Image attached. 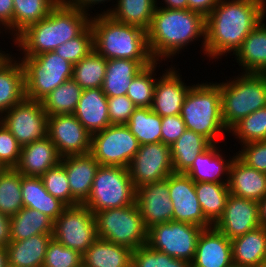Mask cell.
I'll return each instance as SVG.
<instances>
[{
	"mask_svg": "<svg viewBox=\"0 0 266 267\" xmlns=\"http://www.w3.org/2000/svg\"><path fill=\"white\" fill-rule=\"evenodd\" d=\"M265 14L266 0H220L206 17L205 56L234 55Z\"/></svg>",
	"mask_w": 266,
	"mask_h": 267,
	"instance_id": "1",
	"label": "cell"
},
{
	"mask_svg": "<svg viewBox=\"0 0 266 267\" xmlns=\"http://www.w3.org/2000/svg\"><path fill=\"white\" fill-rule=\"evenodd\" d=\"M206 18L189 9L156 7L147 30V43L154 61H168L180 54L190 43L200 41L205 55ZM185 47V48H184Z\"/></svg>",
	"mask_w": 266,
	"mask_h": 267,
	"instance_id": "2",
	"label": "cell"
},
{
	"mask_svg": "<svg viewBox=\"0 0 266 267\" xmlns=\"http://www.w3.org/2000/svg\"><path fill=\"white\" fill-rule=\"evenodd\" d=\"M91 12L68 5L61 0L39 22L29 26L14 40L21 56H36L54 51L61 44L79 36L89 25Z\"/></svg>",
	"mask_w": 266,
	"mask_h": 267,
	"instance_id": "3",
	"label": "cell"
},
{
	"mask_svg": "<svg viewBox=\"0 0 266 267\" xmlns=\"http://www.w3.org/2000/svg\"><path fill=\"white\" fill-rule=\"evenodd\" d=\"M97 15V16H96ZM92 14L94 50L108 59L153 60L147 43V31L120 23L107 13Z\"/></svg>",
	"mask_w": 266,
	"mask_h": 267,
	"instance_id": "4",
	"label": "cell"
},
{
	"mask_svg": "<svg viewBox=\"0 0 266 267\" xmlns=\"http://www.w3.org/2000/svg\"><path fill=\"white\" fill-rule=\"evenodd\" d=\"M180 116L188 130L204 136L212 144L221 143L218 140L229 131L222 120L220 83L206 81L193 84L185 97Z\"/></svg>",
	"mask_w": 266,
	"mask_h": 267,
	"instance_id": "5",
	"label": "cell"
},
{
	"mask_svg": "<svg viewBox=\"0 0 266 267\" xmlns=\"http://www.w3.org/2000/svg\"><path fill=\"white\" fill-rule=\"evenodd\" d=\"M222 120L229 131L249 114L266 106V73H241L220 83Z\"/></svg>",
	"mask_w": 266,
	"mask_h": 267,
	"instance_id": "6",
	"label": "cell"
},
{
	"mask_svg": "<svg viewBox=\"0 0 266 267\" xmlns=\"http://www.w3.org/2000/svg\"><path fill=\"white\" fill-rule=\"evenodd\" d=\"M24 70L25 97L42 101L60 84L72 79L73 64L55 51L17 57Z\"/></svg>",
	"mask_w": 266,
	"mask_h": 267,
	"instance_id": "7",
	"label": "cell"
},
{
	"mask_svg": "<svg viewBox=\"0 0 266 267\" xmlns=\"http://www.w3.org/2000/svg\"><path fill=\"white\" fill-rule=\"evenodd\" d=\"M94 215L98 238L131 250L147 244L148 228L136 202L122 208L102 210Z\"/></svg>",
	"mask_w": 266,
	"mask_h": 267,
	"instance_id": "8",
	"label": "cell"
},
{
	"mask_svg": "<svg viewBox=\"0 0 266 267\" xmlns=\"http://www.w3.org/2000/svg\"><path fill=\"white\" fill-rule=\"evenodd\" d=\"M136 189L126 167L100 165L91 193L83 204L96 212L122 208L135 203Z\"/></svg>",
	"mask_w": 266,
	"mask_h": 267,
	"instance_id": "9",
	"label": "cell"
},
{
	"mask_svg": "<svg viewBox=\"0 0 266 267\" xmlns=\"http://www.w3.org/2000/svg\"><path fill=\"white\" fill-rule=\"evenodd\" d=\"M52 237L83 255L98 239L94 213L83 204L67 206L54 221Z\"/></svg>",
	"mask_w": 266,
	"mask_h": 267,
	"instance_id": "10",
	"label": "cell"
},
{
	"mask_svg": "<svg viewBox=\"0 0 266 267\" xmlns=\"http://www.w3.org/2000/svg\"><path fill=\"white\" fill-rule=\"evenodd\" d=\"M204 228L178 221L158 223L148 229L147 245L173 258L191 263Z\"/></svg>",
	"mask_w": 266,
	"mask_h": 267,
	"instance_id": "11",
	"label": "cell"
},
{
	"mask_svg": "<svg viewBox=\"0 0 266 267\" xmlns=\"http://www.w3.org/2000/svg\"><path fill=\"white\" fill-rule=\"evenodd\" d=\"M140 144L126 125H109L91 135L90 154L103 166L128 168Z\"/></svg>",
	"mask_w": 266,
	"mask_h": 267,
	"instance_id": "12",
	"label": "cell"
},
{
	"mask_svg": "<svg viewBox=\"0 0 266 267\" xmlns=\"http://www.w3.org/2000/svg\"><path fill=\"white\" fill-rule=\"evenodd\" d=\"M0 122L23 146L47 137L48 115L42 102L24 98L0 116Z\"/></svg>",
	"mask_w": 266,
	"mask_h": 267,
	"instance_id": "13",
	"label": "cell"
},
{
	"mask_svg": "<svg viewBox=\"0 0 266 267\" xmlns=\"http://www.w3.org/2000/svg\"><path fill=\"white\" fill-rule=\"evenodd\" d=\"M128 170L135 189L165 180L174 172L170 145L162 142L140 145Z\"/></svg>",
	"mask_w": 266,
	"mask_h": 267,
	"instance_id": "14",
	"label": "cell"
},
{
	"mask_svg": "<svg viewBox=\"0 0 266 267\" xmlns=\"http://www.w3.org/2000/svg\"><path fill=\"white\" fill-rule=\"evenodd\" d=\"M47 137L61 157L90 153L91 134L74 114L48 116Z\"/></svg>",
	"mask_w": 266,
	"mask_h": 267,
	"instance_id": "15",
	"label": "cell"
},
{
	"mask_svg": "<svg viewBox=\"0 0 266 267\" xmlns=\"http://www.w3.org/2000/svg\"><path fill=\"white\" fill-rule=\"evenodd\" d=\"M169 197L173 204V221L194 224L202 228L213 225L204 217L200 207L195 182L185 173L168 176Z\"/></svg>",
	"mask_w": 266,
	"mask_h": 267,
	"instance_id": "16",
	"label": "cell"
},
{
	"mask_svg": "<svg viewBox=\"0 0 266 267\" xmlns=\"http://www.w3.org/2000/svg\"><path fill=\"white\" fill-rule=\"evenodd\" d=\"M213 226L230 240L242 236L261 226L259 203L229 194L224 212Z\"/></svg>",
	"mask_w": 266,
	"mask_h": 267,
	"instance_id": "17",
	"label": "cell"
},
{
	"mask_svg": "<svg viewBox=\"0 0 266 267\" xmlns=\"http://www.w3.org/2000/svg\"><path fill=\"white\" fill-rule=\"evenodd\" d=\"M135 202L148 229L155 224L172 221L173 204L169 197L168 177L137 188Z\"/></svg>",
	"mask_w": 266,
	"mask_h": 267,
	"instance_id": "18",
	"label": "cell"
},
{
	"mask_svg": "<svg viewBox=\"0 0 266 267\" xmlns=\"http://www.w3.org/2000/svg\"><path fill=\"white\" fill-rule=\"evenodd\" d=\"M170 66L166 68V72L162 71V76L156 80L151 106V110L161 117L180 114L185 97L192 86H187L177 68L172 67V64Z\"/></svg>",
	"mask_w": 266,
	"mask_h": 267,
	"instance_id": "19",
	"label": "cell"
},
{
	"mask_svg": "<svg viewBox=\"0 0 266 267\" xmlns=\"http://www.w3.org/2000/svg\"><path fill=\"white\" fill-rule=\"evenodd\" d=\"M233 264L231 240L214 226L204 228L191 267H230Z\"/></svg>",
	"mask_w": 266,
	"mask_h": 267,
	"instance_id": "20",
	"label": "cell"
},
{
	"mask_svg": "<svg viewBox=\"0 0 266 267\" xmlns=\"http://www.w3.org/2000/svg\"><path fill=\"white\" fill-rule=\"evenodd\" d=\"M60 163L64 166L69 181L72 206L84 204L91 193L100 164L90 153L62 157Z\"/></svg>",
	"mask_w": 266,
	"mask_h": 267,
	"instance_id": "21",
	"label": "cell"
},
{
	"mask_svg": "<svg viewBox=\"0 0 266 267\" xmlns=\"http://www.w3.org/2000/svg\"><path fill=\"white\" fill-rule=\"evenodd\" d=\"M61 158L55 144L45 137L21 146L19 163L15 169L26 177H41L50 168L59 164Z\"/></svg>",
	"mask_w": 266,
	"mask_h": 267,
	"instance_id": "22",
	"label": "cell"
},
{
	"mask_svg": "<svg viewBox=\"0 0 266 267\" xmlns=\"http://www.w3.org/2000/svg\"><path fill=\"white\" fill-rule=\"evenodd\" d=\"M218 145L211 144L196 157L192 166L185 172L195 183L213 182L228 184L230 165L236 153L227 160V157L221 152L220 145Z\"/></svg>",
	"mask_w": 266,
	"mask_h": 267,
	"instance_id": "23",
	"label": "cell"
},
{
	"mask_svg": "<svg viewBox=\"0 0 266 267\" xmlns=\"http://www.w3.org/2000/svg\"><path fill=\"white\" fill-rule=\"evenodd\" d=\"M228 189L236 197L259 203L266 196V173L247 166L235 156L229 169Z\"/></svg>",
	"mask_w": 266,
	"mask_h": 267,
	"instance_id": "24",
	"label": "cell"
},
{
	"mask_svg": "<svg viewBox=\"0 0 266 267\" xmlns=\"http://www.w3.org/2000/svg\"><path fill=\"white\" fill-rule=\"evenodd\" d=\"M74 116L91 135L111 125L107 96L102 91V87L82 91Z\"/></svg>",
	"mask_w": 266,
	"mask_h": 267,
	"instance_id": "25",
	"label": "cell"
},
{
	"mask_svg": "<svg viewBox=\"0 0 266 267\" xmlns=\"http://www.w3.org/2000/svg\"><path fill=\"white\" fill-rule=\"evenodd\" d=\"M12 56L0 61V116L25 98L23 65Z\"/></svg>",
	"mask_w": 266,
	"mask_h": 267,
	"instance_id": "26",
	"label": "cell"
},
{
	"mask_svg": "<svg viewBox=\"0 0 266 267\" xmlns=\"http://www.w3.org/2000/svg\"><path fill=\"white\" fill-rule=\"evenodd\" d=\"M154 60L108 59L102 91L107 97L126 95L132 79Z\"/></svg>",
	"mask_w": 266,
	"mask_h": 267,
	"instance_id": "27",
	"label": "cell"
},
{
	"mask_svg": "<svg viewBox=\"0 0 266 267\" xmlns=\"http://www.w3.org/2000/svg\"><path fill=\"white\" fill-rule=\"evenodd\" d=\"M52 234H37L20 241H10L5 250L7 265L12 267H42Z\"/></svg>",
	"mask_w": 266,
	"mask_h": 267,
	"instance_id": "28",
	"label": "cell"
},
{
	"mask_svg": "<svg viewBox=\"0 0 266 267\" xmlns=\"http://www.w3.org/2000/svg\"><path fill=\"white\" fill-rule=\"evenodd\" d=\"M263 22L251 31L234 54L243 73H266V24Z\"/></svg>",
	"mask_w": 266,
	"mask_h": 267,
	"instance_id": "29",
	"label": "cell"
},
{
	"mask_svg": "<svg viewBox=\"0 0 266 267\" xmlns=\"http://www.w3.org/2000/svg\"><path fill=\"white\" fill-rule=\"evenodd\" d=\"M21 193L24 207L36 209L53 221L67 207L64 202L46 191L40 177H26L21 174Z\"/></svg>",
	"mask_w": 266,
	"mask_h": 267,
	"instance_id": "30",
	"label": "cell"
},
{
	"mask_svg": "<svg viewBox=\"0 0 266 267\" xmlns=\"http://www.w3.org/2000/svg\"><path fill=\"white\" fill-rule=\"evenodd\" d=\"M234 265L256 267L266 261V228L260 226L231 240Z\"/></svg>",
	"mask_w": 266,
	"mask_h": 267,
	"instance_id": "31",
	"label": "cell"
},
{
	"mask_svg": "<svg viewBox=\"0 0 266 267\" xmlns=\"http://www.w3.org/2000/svg\"><path fill=\"white\" fill-rule=\"evenodd\" d=\"M133 250L98 238L82 255L85 267H131Z\"/></svg>",
	"mask_w": 266,
	"mask_h": 267,
	"instance_id": "32",
	"label": "cell"
},
{
	"mask_svg": "<svg viewBox=\"0 0 266 267\" xmlns=\"http://www.w3.org/2000/svg\"><path fill=\"white\" fill-rule=\"evenodd\" d=\"M158 0H117L116 4L103 10L114 20L129 25H134L148 30L154 11L159 4Z\"/></svg>",
	"mask_w": 266,
	"mask_h": 267,
	"instance_id": "33",
	"label": "cell"
},
{
	"mask_svg": "<svg viewBox=\"0 0 266 267\" xmlns=\"http://www.w3.org/2000/svg\"><path fill=\"white\" fill-rule=\"evenodd\" d=\"M54 221L36 209L23 207L10 217L11 241H20L37 234H53Z\"/></svg>",
	"mask_w": 266,
	"mask_h": 267,
	"instance_id": "34",
	"label": "cell"
},
{
	"mask_svg": "<svg viewBox=\"0 0 266 267\" xmlns=\"http://www.w3.org/2000/svg\"><path fill=\"white\" fill-rule=\"evenodd\" d=\"M212 143L204 136L192 130L183 135L170 146L172 166L175 173H185L196 157L204 152Z\"/></svg>",
	"mask_w": 266,
	"mask_h": 267,
	"instance_id": "35",
	"label": "cell"
},
{
	"mask_svg": "<svg viewBox=\"0 0 266 267\" xmlns=\"http://www.w3.org/2000/svg\"><path fill=\"white\" fill-rule=\"evenodd\" d=\"M195 191L204 217L214 225L226 207L230 194L228 184L198 182Z\"/></svg>",
	"mask_w": 266,
	"mask_h": 267,
	"instance_id": "36",
	"label": "cell"
},
{
	"mask_svg": "<svg viewBox=\"0 0 266 267\" xmlns=\"http://www.w3.org/2000/svg\"><path fill=\"white\" fill-rule=\"evenodd\" d=\"M13 38L49 15L61 0H13Z\"/></svg>",
	"mask_w": 266,
	"mask_h": 267,
	"instance_id": "37",
	"label": "cell"
},
{
	"mask_svg": "<svg viewBox=\"0 0 266 267\" xmlns=\"http://www.w3.org/2000/svg\"><path fill=\"white\" fill-rule=\"evenodd\" d=\"M83 89L69 79L51 91L41 102L48 116L74 114Z\"/></svg>",
	"mask_w": 266,
	"mask_h": 267,
	"instance_id": "38",
	"label": "cell"
},
{
	"mask_svg": "<svg viewBox=\"0 0 266 267\" xmlns=\"http://www.w3.org/2000/svg\"><path fill=\"white\" fill-rule=\"evenodd\" d=\"M162 117L151 108L137 107L126 126L140 145L161 142Z\"/></svg>",
	"mask_w": 266,
	"mask_h": 267,
	"instance_id": "39",
	"label": "cell"
},
{
	"mask_svg": "<svg viewBox=\"0 0 266 267\" xmlns=\"http://www.w3.org/2000/svg\"><path fill=\"white\" fill-rule=\"evenodd\" d=\"M107 59L94 49L78 63L73 65L72 79L81 88H100L103 85L106 73Z\"/></svg>",
	"mask_w": 266,
	"mask_h": 267,
	"instance_id": "40",
	"label": "cell"
},
{
	"mask_svg": "<svg viewBox=\"0 0 266 267\" xmlns=\"http://www.w3.org/2000/svg\"><path fill=\"white\" fill-rule=\"evenodd\" d=\"M160 63L161 61L152 62L132 79L126 95L136 107L151 108L157 80L155 72Z\"/></svg>",
	"mask_w": 266,
	"mask_h": 267,
	"instance_id": "41",
	"label": "cell"
},
{
	"mask_svg": "<svg viewBox=\"0 0 266 267\" xmlns=\"http://www.w3.org/2000/svg\"><path fill=\"white\" fill-rule=\"evenodd\" d=\"M21 174L8 168L0 176V212L11 217L23 208Z\"/></svg>",
	"mask_w": 266,
	"mask_h": 267,
	"instance_id": "42",
	"label": "cell"
},
{
	"mask_svg": "<svg viewBox=\"0 0 266 267\" xmlns=\"http://www.w3.org/2000/svg\"><path fill=\"white\" fill-rule=\"evenodd\" d=\"M229 133L239 140L240 145L266 140V106L241 119Z\"/></svg>",
	"mask_w": 266,
	"mask_h": 267,
	"instance_id": "43",
	"label": "cell"
},
{
	"mask_svg": "<svg viewBox=\"0 0 266 267\" xmlns=\"http://www.w3.org/2000/svg\"><path fill=\"white\" fill-rule=\"evenodd\" d=\"M131 267H191V263L173 258L146 244L133 250Z\"/></svg>",
	"mask_w": 266,
	"mask_h": 267,
	"instance_id": "44",
	"label": "cell"
},
{
	"mask_svg": "<svg viewBox=\"0 0 266 267\" xmlns=\"http://www.w3.org/2000/svg\"><path fill=\"white\" fill-rule=\"evenodd\" d=\"M93 49V32L89 25L79 36L61 44L54 51L74 65Z\"/></svg>",
	"mask_w": 266,
	"mask_h": 267,
	"instance_id": "45",
	"label": "cell"
},
{
	"mask_svg": "<svg viewBox=\"0 0 266 267\" xmlns=\"http://www.w3.org/2000/svg\"><path fill=\"white\" fill-rule=\"evenodd\" d=\"M44 187L53 197L60 199L67 206H72V195L64 166L59 163L50 168L41 177Z\"/></svg>",
	"mask_w": 266,
	"mask_h": 267,
	"instance_id": "46",
	"label": "cell"
},
{
	"mask_svg": "<svg viewBox=\"0 0 266 267\" xmlns=\"http://www.w3.org/2000/svg\"><path fill=\"white\" fill-rule=\"evenodd\" d=\"M82 255L53 238L49 242L42 267H81Z\"/></svg>",
	"mask_w": 266,
	"mask_h": 267,
	"instance_id": "47",
	"label": "cell"
},
{
	"mask_svg": "<svg viewBox=\"0 0 266 267\" xmlns=\"http://www.w3.org/2000/svg\"><path fill=\"white\" fill-rule=\"evenodd\" d=\"M236 156L247 166L266 173V140L245 143Z\"/></svg>",
	"mask_w": 266,
	"mask_h": 267,
	"instance_id": "48",
	"label": "cell"
},
{
	"mask_svg": "<svg viewBox=\"0 0 266 267\" xmlns=\"http://www.w3.org/2000/svg\"><path fill=\"white\" fill-rule=\"evenodd\" d=\"M21 145L0 122V162L8 169L15 168L20 159Z\"/></svg>",
	"mask_w": 266,
	"mask_h": 267,
	"instance_id": "49",
	"label": "cell"
},
{
	"mask_svg": "<svg viewBox=\"0 0 266 267\" xmlns=\"http://www.w3.org/2000/svg\"><path fill=\"white\" fill-rule=\"evenodd\" d=\"M111 125H126L137 108L127 95L107 97Z\"/></svg>",
	"mask_w": 266,
	"mask_h": 267,
	"instance_id": "50",
	"label": "cell"
},
{
	"mask_svg": "<svg viewBox=\"0 0 266 267\" xmlns=\"http://www.w3.org/2000/svg\"><path fill=\"white\" fill-rule=\"evenodd\" d=\"M161 142L172 145L187 130L180 114L162 117Z\"/></svg>",
	"mask_w": 266,
	"mask_h": 267,
	"instance_id": "51",
	"label": "cell"
},
{
	"mask_svg": "<svg viewBox=\"0 0 266 267\" xmlns=\"http://www.w3.org/2000/svg\"><path fill=\"white\" fill-rule=\"evenodd\" d=\"M13 7V0H0V34L9 30L8 33L13 35Z\"/></svg>",
	"mask_w": 266,
	"mask_h": 267,
	"instance_id": "52",
	"label": "cell"
},
{
	"mask_svg": "<svg viewBox=\"0 0 266 267\" xmlns=\"http://www.w3.org/2000/svg\"><path fill=\"white\" fill-rule=\"evenodd\" d=\"M219 1L220 0H188V9L200 13L206 18Z\"/></svg>",
	"mask_w": 266,
	"mask_h": 267,
	"instance_id": "53",
	"label": "cell"
},
{
	"mask_svg": "<svg viewBox=\"0 0 266 267\" xmlns=\"http://www.w3.org/2000/svg\"><path fill=\"white\" fill-rule=\"evenodd\" d=\"M10 241V217L0 212V247L6 248Z\"/></svg>",
	"mask_w": 266,
	"mask_h": 267,
	"instance_id": "54",
	"label": "cell"
},
{
	"mask_svg": "<svg viewBox=\"0 0 266 267\" xmlns=\"http://www.w3.org/2000/svg\"><path fill=\"white\" fill-rule=\"evenodd\" d=\"M64 1L72 7L88 12L90 9L93 8V6L95 7V5L99 3L101 4L103 3V5H105V2L108 3L112 0H64Z\"/></svg>",
	"mask_w": 266,
	"mask_h": 267,
	"instance_id": "55",
	"label": "cell"
},
{
	"mask_svg": "<svg viewBox=\"0 0 266 267\" xmlns=\"http://www.w3.org/2000/svg\"><path fill=\"white\" fill-rule=\"evenodd\" d=\"M161 3L165 5L164 6L158 5V7L166 9H177V10L188 9V0H162Z\"/></svg>",
	"mask_w": 266,
	"mask_h": 267,
	"instance_id": "56",
	"label": "cell"
},
{
	"mask_svg": "<svg viewBox=\"0 0 266 267\" xmlns=\"http://www.w3.org/2000/svg\"><path fill=\"white\" fill-rule=\"evenodd\" d=\"M260 225L266 228V196L259 202Z\"/></svg>",
	"mask_w": 266,
	"mask_h": 267,
	"instance_id": "57",
	"label": "cell"
},
{
	"mask_svg": "<svg viewBox=\"0 0 266 267\" xmlns=\"http://www.w3.org/2000/svg\"><path fill=\"white\" fill-rule=\"evenodd\" d=\"M7 265V253L5 248L0 247V267H5Z\"/></svg>",
	"mask_w": 266,
	"mask_h": 267,
	"instance_id": "58",
	"label": "cell"
},
{
	"mask_svg": "<svg viewBox=\"0 0 266 267\" xmlns=\"http://www.w3.org/2000/svg\"><path fill=\"white\" fill-rule=\"evenodd\" d=\"M7 170V168L0 162V176Z\"/></svg>",
	"mask_w": 266,
	"mask_h": 267,
	"instance_id": "59",
	"label": "cell"
},
{
	"mask_svg": "<svg viewBox=\"0 0 266 267\" xmlns=\"http://www.w3.org/2000/svg\"><path fill=\"white\" fill-rule=\"evenodd\" d=\"M2 48H0V61L8 54L5 51L1 50Z\"/></svg>",
	"mask_w": 266,
	"mask_h": 267,
	"instance_id": "60",
	"label": "cell"
},
{
	"mask_svg": "<svg viewBox=\"0 0 266 267\" xmlns=\"http://www.w3.org/2000/svg\"><path fill=\"white\" fill-rule=\"evenodd\" d=\"M256 267H266V261L260 263V264H259L258 266H256Z\"/></svg>",
	"mask_w": 266,
	"mask_h": 267,
	"instance_id": "61",
	"label": "cell"
},
{
	"mask_svg": "<svg viewBox=\"0 0 266 267\" xmlns=\"http://www.w3.org/2000/svg\"><path fill=\"white\" fill-rule=\"evenodd\" d=\"M230 267H240V266H237V265H234V264H233V265H231Z\"/></svg>",
	"mask_w": 266,
	"mask_h": 267,
	"instance_id": "62",
	"label": "cell"
}]
</instances>
